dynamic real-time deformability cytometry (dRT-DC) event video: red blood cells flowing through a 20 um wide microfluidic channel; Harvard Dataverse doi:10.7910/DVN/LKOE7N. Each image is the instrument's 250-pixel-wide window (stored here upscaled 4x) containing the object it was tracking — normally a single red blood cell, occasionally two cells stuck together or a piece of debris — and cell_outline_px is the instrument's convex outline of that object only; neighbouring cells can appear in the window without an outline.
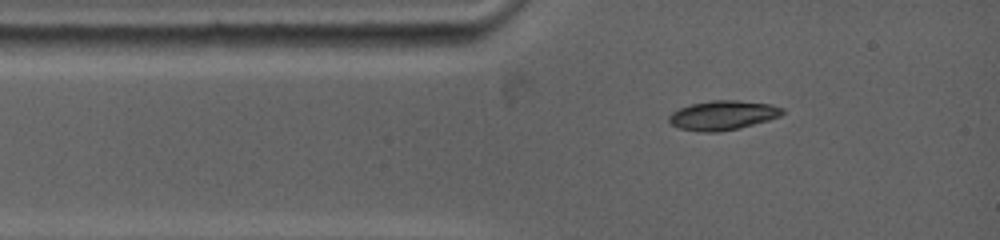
{"species": "common noctule bat (a hibernating species)", "species_latin": "Nyctalus noctula", "temperature_condition": "warm", "stored_images_in_passage": 3, "camera_frame_rate_fps": 5000, "um_per_image_px": 0.085, "animal": {"sex": "female", "body_mass_g": 19.0, "forearm_length_mm": 53.3}, "frame": {"image": 1, "passage_image": 1, "time_ms": 0.0, "image_size_px": [1000, 240], "cell_outline_px": [[784, 112], [780, 116], [768, 120], [740, 128], [720, 132], [700, 132], [680, 128], [672, 124], [668, 120], [668, 116], [672, 112], [680, 108], [692, 104], [712, 100], [736, 100], [772, 104], [784, 108]], "centroid_in_image_um": [61.46, 9.8], "position_along_channel_um": 23.5, "area_um2": 19.42}}
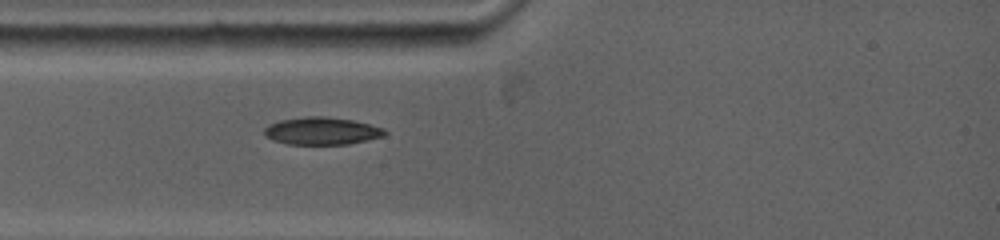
{"frame": {"image": 2, "passage_image": 3, "time_ms": 1.2, "image_size_px": [1000, 240], "cell_outline_px": [[388, 132], [384, 136], [368, 140], [348, 144], [288, 144], [272, 140], [264, 136], [264, 128], [268, 124], [280, 120], [304, 116], [324, 116], [352, 120], [384, 128]], "centroid_in_image_um": [27.33, 11.13], "position_along_channel_um": 57.7, "area_um2": 19.42}}